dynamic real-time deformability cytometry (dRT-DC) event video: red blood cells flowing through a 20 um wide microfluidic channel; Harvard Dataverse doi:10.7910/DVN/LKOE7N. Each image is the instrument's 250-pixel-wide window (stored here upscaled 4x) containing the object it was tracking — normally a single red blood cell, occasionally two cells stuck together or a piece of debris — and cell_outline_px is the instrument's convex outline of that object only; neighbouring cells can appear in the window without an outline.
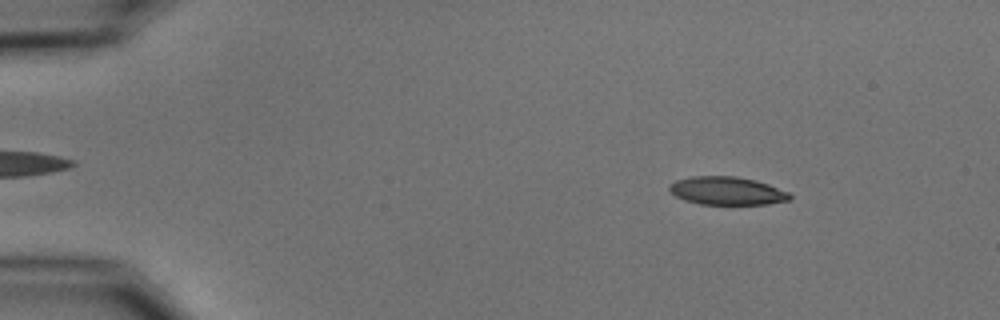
{"species": "common noctule bat (a hibernating species)", "species_latin": "Nyctalus noctula", "temperature_condition": "cold", "stored_images_in_passage": 54, "camera_frame_rate_fps": 3000, "um_per_image_px": 0.085, "animal": {"sex": "male", "body_mass_g": 15.6}, "frame": {"image": 1, "passage_image": 7, "time_ms": 2.0, "image_size_px": [1000, 320], "cell_outline_px": [[792, 196], [788, 200], [768, 204], [700, 204], [684, 200], [676, 196], [668, 188], [668, 184], [676, 180], [692, 176], [736, 176], [756, 180], [768, 184], [788, 192]], "centroid_in_image_um": [61.77, 16.21], "position_along_channel_um": 23.2, "area_um2": 19.71}}
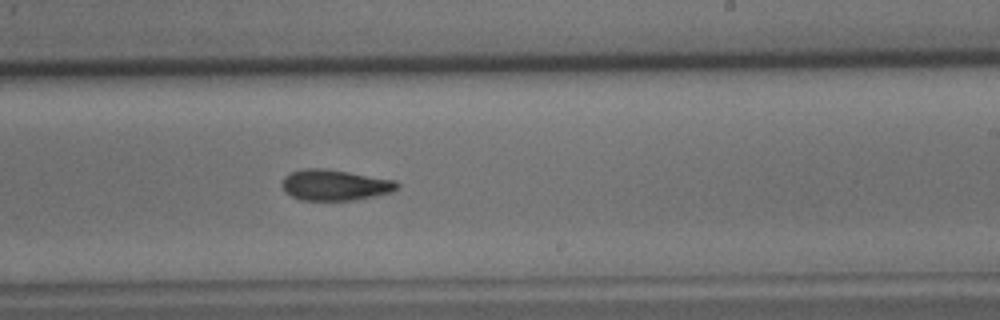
{"frame": {"image": 2, "passage_image": 33, "time_ms": 10.667, "image_size_px": [1000, 320], "cell_outline_px": [[400, 188], [392, 192], [356, 200], [300, 200], [284, 192], [280, 184], [284, 176], [292, 172], [304, 168], [324, 168], [396, 180], [400, 184]], "centroid_in_image_um": [28.46, 15.73], "position_along_channel_um": 260.5, "area_um2": 20.92}}
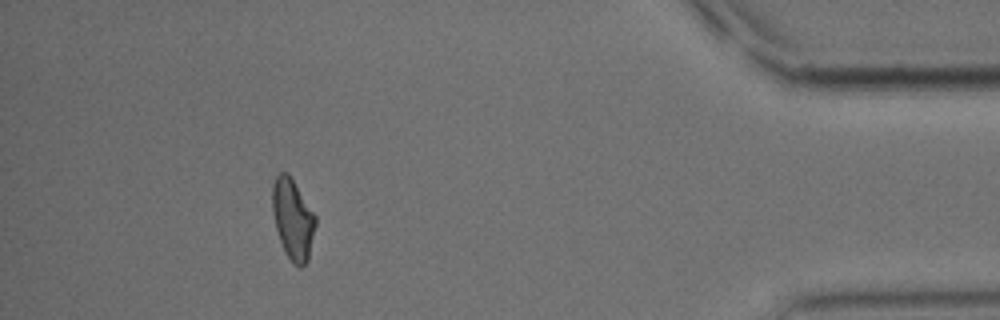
{"frame": {"image": 3, "passage_image": 49, "time_ms": 16.0, "image_size_px": [1000, 320], "cell_outline_px": [[316, 224], [308, 260], [300, 268], [292, 264], [280, 240], [276, 228], [272, 212], [272, 184], [276, 176], [280, 172], [288, 172], [316, 216]], "centroid_in_image_um": [24.88, 18.61], "position_along_channel_um": 410.3, "area_um2": 20.17}, "authors_computed_cell_mechanics": {"area_um2": 20.3456, "velocity_mm_per_s": 3.7199, "shape_relaxation_time_tau1_ms": 7.0753, "shape_relaxation_time_tau2_ms": 2.7652, "deformation_change_tau1": 0.1656, "deformation_change_tau2": 0.0978}}